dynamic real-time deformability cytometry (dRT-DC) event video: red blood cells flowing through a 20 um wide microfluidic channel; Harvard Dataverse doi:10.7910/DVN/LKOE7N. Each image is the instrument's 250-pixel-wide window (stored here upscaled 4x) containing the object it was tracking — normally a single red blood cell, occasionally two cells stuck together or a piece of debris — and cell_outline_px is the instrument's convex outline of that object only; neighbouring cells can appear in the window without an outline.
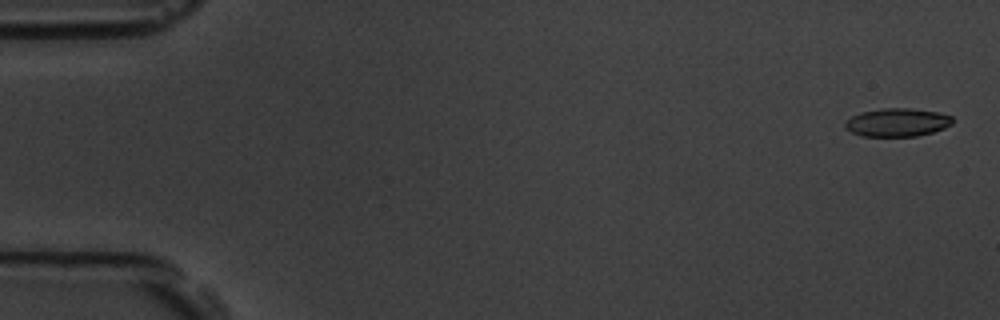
{"species": "common noctule bat (a hibernating species)", "species_latin": "Nyctalus noctula", "temperature_condition": "room temperature", "stored_images_in_passage": 5, "camera_frame_rate_fps": 3000, "um_per_image_px": 0.085, "animal": {"sex": "male", "body_mass_g": 19.5, "forearm_length_mm": 54.6}, "frame": {"image": 1, "passage_image": 1, "time_ms": 0.0, "image_size_px": [1000, 320], "cell_outline_px": [[952, 124], [944, 128], [932, 132], [916, 136], [860, 136], [844, 128], [844, 124], [852, 116], [860, 112], [880, 108], [908, 108], [936, 112], [952, 116]], "centroid_in_image_um": [76.24, 10.4], "position_along_channel_um": 8.8, "area_um2": 17.63}}
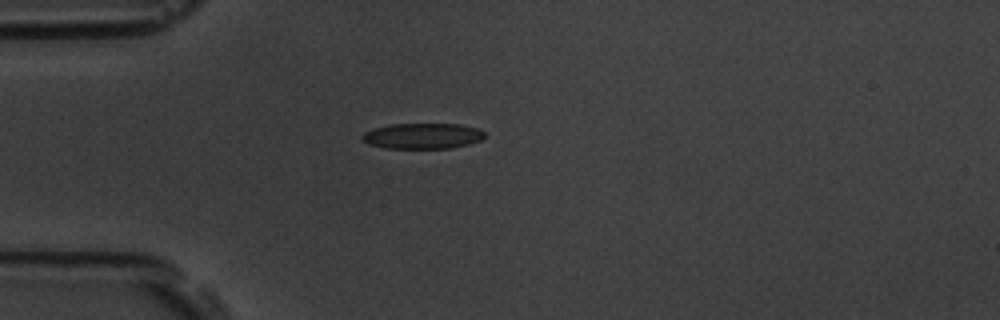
{"frame": {"image": 2, "passage_image": 5, "time_ms": 1.333, "image_size_px": [1000, 320], "cell_outline_px": [[484, 136], [480, 140], [468, 144], [448, 148], [384, 148], [368, 144], [360, 140], [360, 136], [364, 132], [372, 128], [388, 124], [460, 124], [476, 128], [484, 132]], "centroid_in_image_um": [35.83, 11.55], "position_along_channel_um": 49.2, "area_um2": 18.38}}